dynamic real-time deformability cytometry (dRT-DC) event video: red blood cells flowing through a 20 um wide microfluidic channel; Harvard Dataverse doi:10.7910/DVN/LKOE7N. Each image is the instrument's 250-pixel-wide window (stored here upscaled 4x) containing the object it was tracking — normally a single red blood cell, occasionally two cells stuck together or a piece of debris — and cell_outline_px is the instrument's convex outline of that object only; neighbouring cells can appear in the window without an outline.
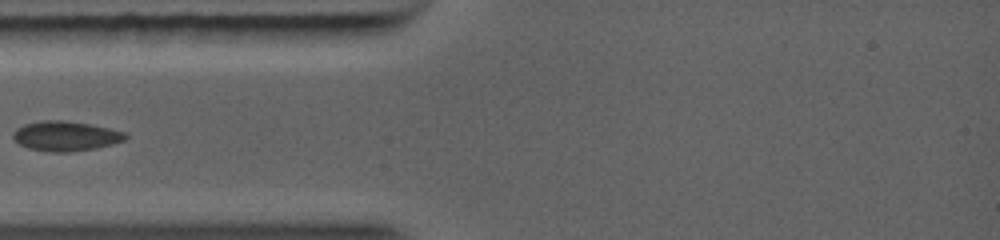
{"species": "common noctule bat (a hibernating species)", "species_latin": "Nyctalus noctula", "temperature_condition": "warm", "stored_images_in_passage": 64, "camera_frame_rate_fps": 5000, "um_per_image_px": 0.085, "animal": {"sex": "female", "body_mass_g": 19.0, "forearm_length_mm": 56.7}, "frame": {"image": 1, "passage_image": 1, "time_ms": 0.0, "image_size_px": [1000, 240], "cell_outline_px": [[124, 136], [120, 140], [108, 144], [92, 148], [32, 148], [20, 144], [12, 136], [24, 124], [44, 120], [60, 120], [88, 124], [108, 128], [120, 132]], "centroid_in_image_um": [5.51, 11.48], "position_along_channel_um": 79.5, "area_um2": 17.28}}
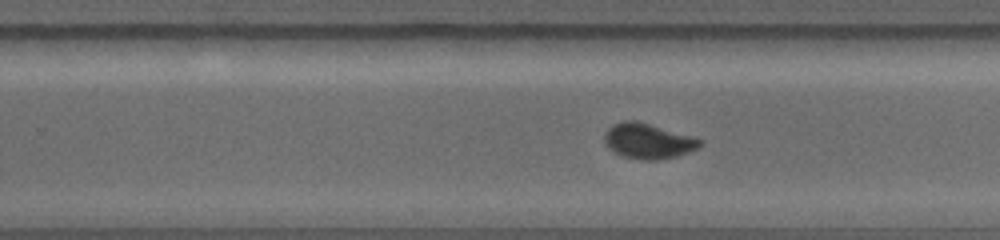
{"frame": {"image": 2, "passage_image": 29, "time_ms": 4.0, "image_size_px": [1000, 240], "cell_outline_px": [[700, 144], [692, 148], [668, 156], [628, 156], [612, 148], [608, 144], [604, 136], [608, 128], [624, 120], [636, 120], [700, 140]], "centroid_in_image_um": [54.98, 11.88], "position_along_channel_um": 274.8, "area_um2": 17.05}}
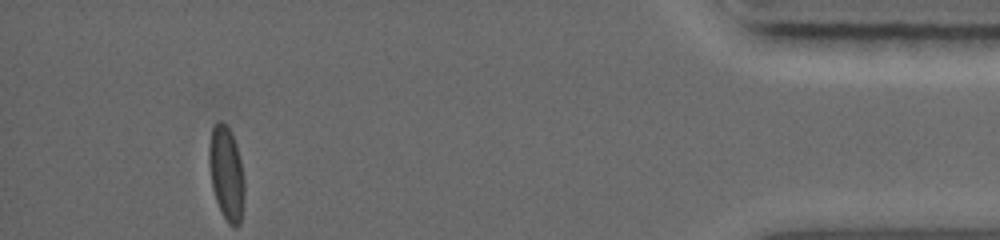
{"frame": {"image": 3, "passage_image": 63, "time_ms": 8.4, "image_size_px": [1000, 240], "cell_outline_px": [[244, 188], [240, 224], [228, 224], [216, 200], [212, 188], [208, 160], [208, 144], [212, 128], [216, 120], [220, 120], [232, 132], [236, 144], [240, 160]], "centroid_in_image_um": [19.2, 14.65], "position_along_channel_um": 416.0, "area_um2": 19.07}}